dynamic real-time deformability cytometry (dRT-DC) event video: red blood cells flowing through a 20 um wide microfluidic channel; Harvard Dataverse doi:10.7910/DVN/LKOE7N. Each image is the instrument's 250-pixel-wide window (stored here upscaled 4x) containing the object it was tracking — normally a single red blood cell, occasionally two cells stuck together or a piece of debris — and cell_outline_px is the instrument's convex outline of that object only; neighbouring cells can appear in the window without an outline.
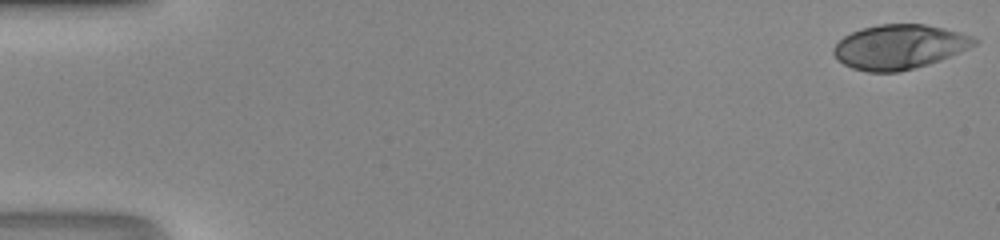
{"species": "human", "species_latin": "Homo sapiens", "temperature_condition": "room temperature", "stored_images_in_passage": 48, "camera_frame_rate_fps": 3000, "um_per_image_px": 0.085, "donor": {"sex": "male"}, "frame": {"image": 1, "passage_image": 1, "time_ms": 0.0, "image_size_px": [1000, 240], "cell_outline_px": [[980, 40], [976, 44], [960, 52], [940, 60], [928, 64], [900, 72], [868, 72], [852, 68], [844, 64], [832, 52], [832, 48], [844, 36], [852, 32], [864, 28], [880, 24], [924, 24], [944, 28], [960, 32], [972, 36]], "centroid_in_image_um": [76.46, 3.98], "position_along_channel_um": 8.5, "area_um2": 36.36}}
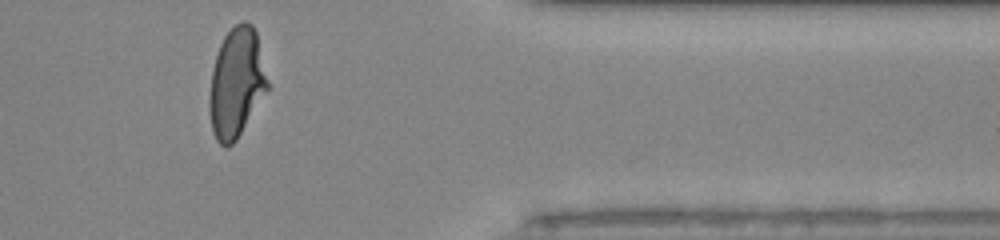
{"frame": {"image": 2, "passage_image": 40, "time_ms": 13.0, "image_size_px": [1000, 240], "cell_outline_px": [[268, 88], [236, 140], [232, 144], [220, 144], [216, 140], [212, 132], [208, 108], [208, 100], [212, 68], [220, 44], [224, 36], [240, 20], [244, 20], [252, 24], [256, 32], [268, 80]], "centroid_in_image_um": [20.07, 7.02], "position_along_channel_um": 391.3, "area_um2": 36.88}}
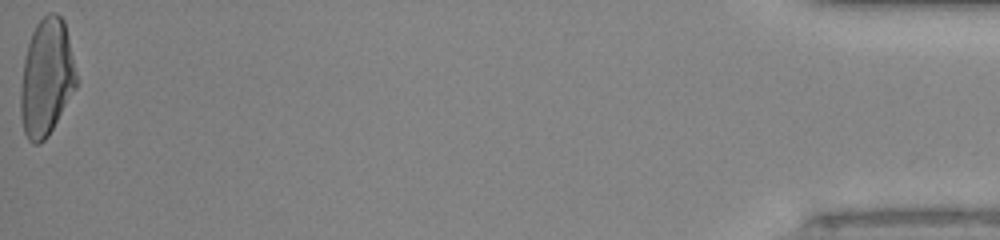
{"frame": {"image": 3, "passage_image": 48, "time_ms": 15.667, "image_size_px": [1000, 240], "cell_outline_px": [[76, 88], [48, 136], [40, 144], [32, 144], [28, 140], [24, 132], [20, 116], [20, 88], [24, 60], [28, 44], [32, 32], [36, 24], [48, 12], [56, 12], [64, 20], [76, 72]], "centroid_in_image_um": [3.93, 6.62], "position_along_channel_um": 431.3, "area_um2": 37.97}}